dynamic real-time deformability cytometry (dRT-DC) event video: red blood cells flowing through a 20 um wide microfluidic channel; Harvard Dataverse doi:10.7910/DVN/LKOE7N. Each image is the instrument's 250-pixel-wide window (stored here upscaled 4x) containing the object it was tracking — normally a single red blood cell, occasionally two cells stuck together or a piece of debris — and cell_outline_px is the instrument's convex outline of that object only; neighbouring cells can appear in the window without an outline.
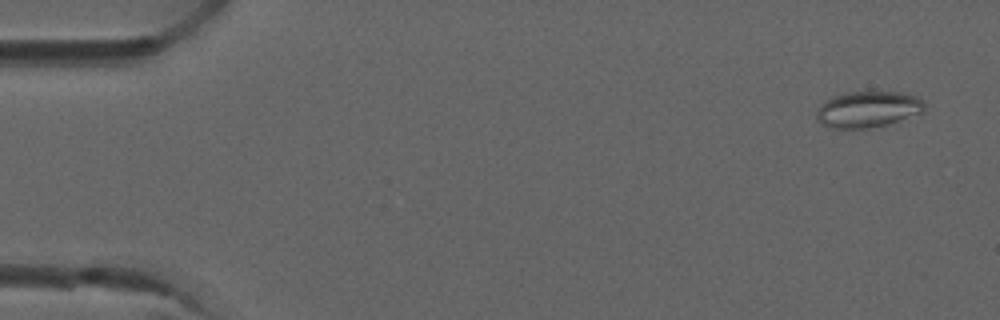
{"species": "common noctule bat (a hibernating species)", "species_latin": "Nyctalus noctula", "temperature_condition": "room temperature", "stored_images_in_passage": 6, "camera_frame_rate_fps": 3000, "um_per_image_px": 0.085, "animal": {"sex": "male", "forearm_length_mm": 52.5}, "frame": {"image": 1, "passage_image": 1, "time_ms": 0.0, "image_size_px": [1000, 320], "cell_outline_px": [[924, 112], [888, 124], [868, 128], [832, 128], [820, 124], [816, 120], [816, 112], [820, 104], [824, 100], [848, 92], [900, 92], [916, 96], [924, 100]], "centroid_in_image_um": [73.76, 9.3], "position_along_channel_um": 11.2, "area_um2": 22.83}}
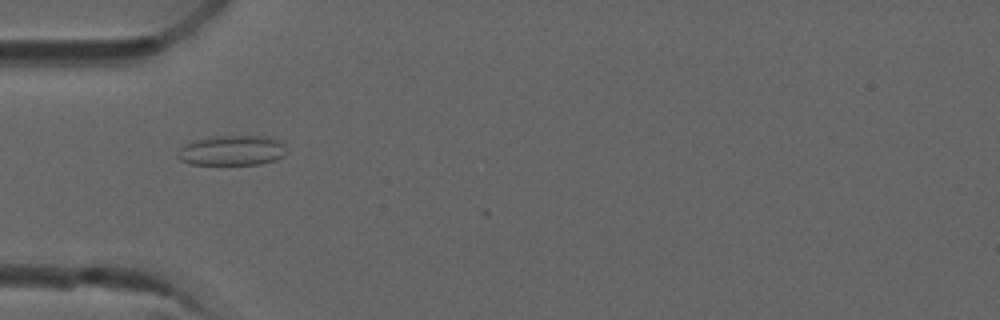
{"frame": {"image": 2, "passage_image": 5, "time_ms": 1.333, "image_size_px": [1000, 320], "cell_outline_px": [[288, 152], [284, 156], [276, 160], [260, 164], [192, 164], [180, 160], [176, 156], [176, 152], [184, 144], [192, 140], [212, 136], [268, 136], [280, 140], [284, 144]], "centroid_in_image_um": [19.73, 12.78], "position_along_channel_um": 65.3, "area_um2": 19.42}}
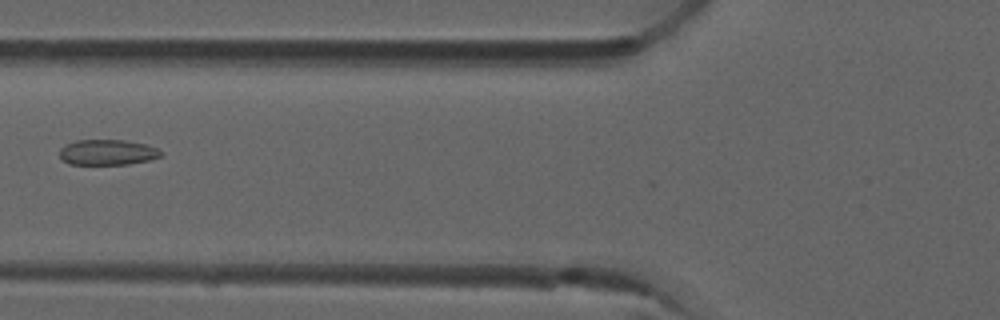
{"frame": {"image": 3, "passage_image": 6, "time_ms": 1.667, "image_size_px": [1000, 320], "cell_outline_px": [[164, 152], [160, 156], [148, 160], [128, 164], [68, 164], [60, 156], [60, 148], [64, 144], [76, 140], [124, 140], [144, 144], [156, 148]], "centroid_in_image_um": [9.11, 12.94], "position_along_channel_um": 116.7, "area_um2": 14.97}}